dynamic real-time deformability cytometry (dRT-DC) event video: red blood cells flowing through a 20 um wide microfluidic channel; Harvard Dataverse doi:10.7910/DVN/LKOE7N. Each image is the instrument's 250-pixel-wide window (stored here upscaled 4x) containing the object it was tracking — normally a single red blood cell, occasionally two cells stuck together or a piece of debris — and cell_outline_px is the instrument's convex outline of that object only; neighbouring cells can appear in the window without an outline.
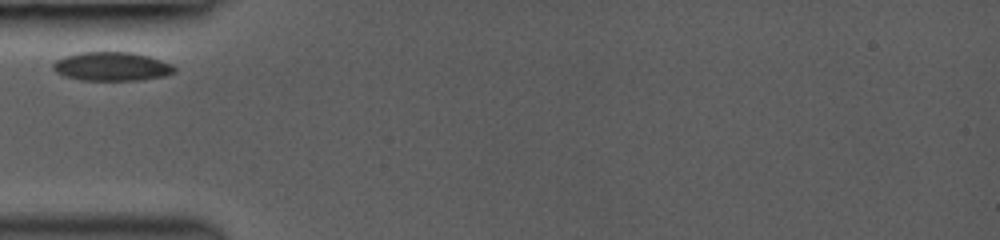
{"species": "common noctule bat (a hibernating species)", "species_latin": "Nyctalus noctula", "temperature_condition": "room temperature", "stored_images_in_passage": 21, "camera_frame_rate_fps": 3000, "um_per_image_px": 0.085, "animal": {"sex": "female", "body_mass_g": 19.0, "forearm_length_mm": 53.3}, "frame": {"image": 1, "passage_image": 1, "time_ms": 0.0, "image_size_px": [1000, 240], "cell_outline_px": [[176, 72], [164, 76], [140, 80], [80, 80], [64, 76], [56, 72], [52, 68], [52, 64], [56, 60], [64, 56], [80, 52], [132, 52], [148, 56], [172, 64], [176, 68]], "centroid_in_image_um": [9.49, 5.65], "position_along_channel_um": 75.5, "area_um2": 20.46}}
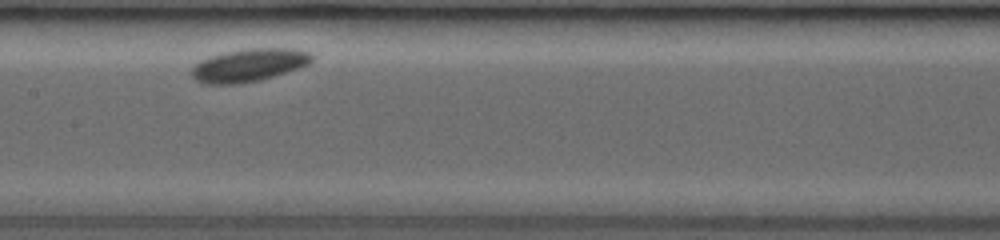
{"frame": {"image": 2, "passage_image": 7, "time_ms": 3.0, "image_size_px": [1000, 240], "cell_outline_px": [[312, 60], [308, 64], [260, 80], [240, 84], [200, 84], [192, 76], [192, 68], [200, 60], [208, 56], [248, 48], [296, 48], [308, 52], [312, 56]], "centroid_in_image_um": [21.11, 5.54], "position_along_channel_um": 186.3, "area_um2": 22.89}}
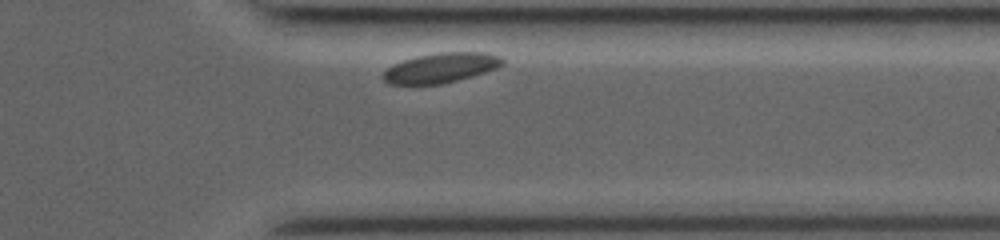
{"frame": {"image": 3, "passage_image": 19, "time_ms": 8.0, "image_size_px": [1000, 240], "cell_outline_px": [[504, 64], [496, 68], [472, 76], [440, 84], [388, 84], [384, 80], [384, 72], [392, 64], [416, 56], [440, 52], [484, 52], [500, 56], [504, 60]], "centroid_in_image_um": [37.49, 5.75], "position_along_channel_um": 373.9, "area_um2": 20.58}}